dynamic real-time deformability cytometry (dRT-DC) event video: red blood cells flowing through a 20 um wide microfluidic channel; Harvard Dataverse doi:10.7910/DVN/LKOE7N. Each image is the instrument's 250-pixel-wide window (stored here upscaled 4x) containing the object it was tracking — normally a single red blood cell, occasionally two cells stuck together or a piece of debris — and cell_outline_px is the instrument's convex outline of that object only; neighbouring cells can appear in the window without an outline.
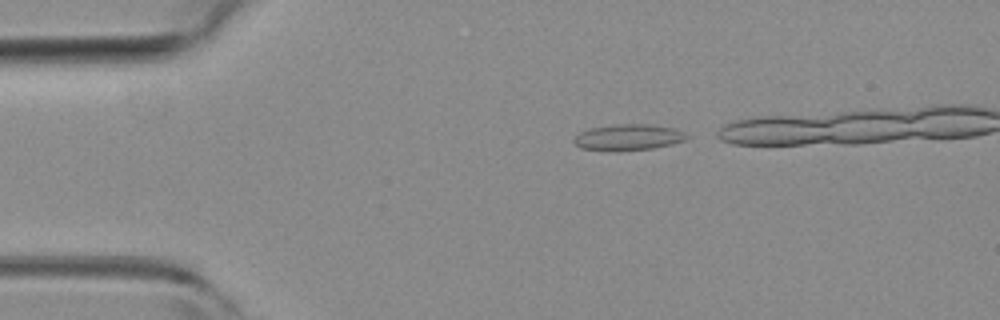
{"species": "common noctule bat (a hibernating species)", "species_latin": "Nyctalus noctula", "temperature_condition": "room temperature", "stored_images_in_passage": 27, "camera_frame_rate_fps": 3000, "um_per_image_px": 0.085, "animal": {"sex": "female", "body_mass_g": 19.3, "forearm_length_mm": 54.1}, "frame": {"image": 1, "passage_image": 2, "time_ms": 0.333, "image_size_px": [1000, 320], "cell_outline_px": [[688, 136], [684, 140], [672, 144], [652, 148], [620, 152], [612, 152], [580, 148], [572, 140], [580, 132], [592, 128], [616, 124], [648, 124], [672, 128], [684, 132]], "centroid_in_image_um": [53.37, 11.69], "position_along_channel_um": 31.6, "area_um2": 17.22}}
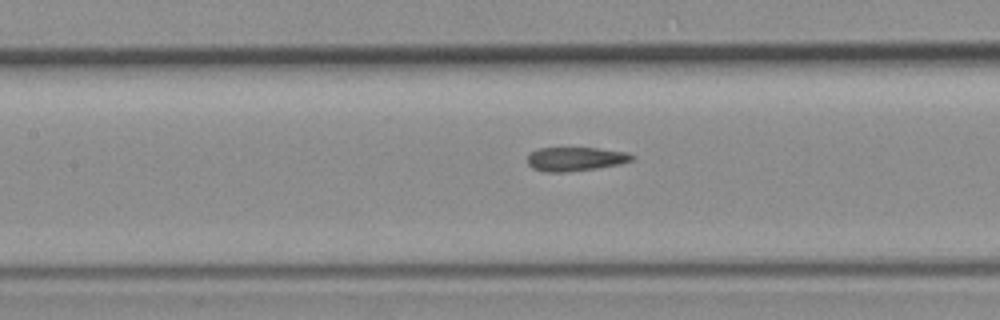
{"frame": {"image": 2, "passage_image": 15, "time_ms": 4.667, "image_size_px": [1000, 320], "cell_outline_px": [[636, 156], [632, 160], [620, 164], [596, 168], [568, 172], [544, 172], [532, 168], [528, 164], [528, 156], [532, 152], [540, 148], [596, 148], [628, 152]], "centroid_in_image_um": [48.93, 13.52], "position_along_channel_um": 158.5, "area_um2": 14.57}}
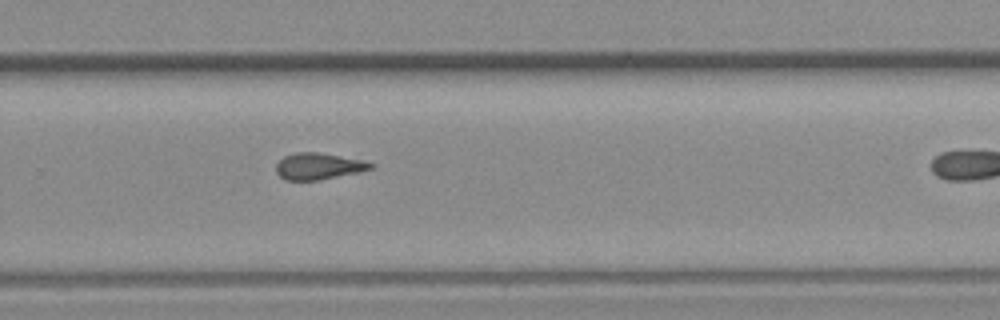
{"frame": {"image": 3, "passage_image": 26, "time_ms": 8.333, "image_size_px": [1000, 320], "cell_outline_px": [[376, 164], [372, 168], [360, 172], [320, 180], [284, 180], [276, 172], [276, 164], [284, 156], [296, 152], [320, 152], [364, 160]], "centroid_in_image_um": [27.09, 14.12], "position_along_channel_um": 302.7, "area_um2": 14.8}}